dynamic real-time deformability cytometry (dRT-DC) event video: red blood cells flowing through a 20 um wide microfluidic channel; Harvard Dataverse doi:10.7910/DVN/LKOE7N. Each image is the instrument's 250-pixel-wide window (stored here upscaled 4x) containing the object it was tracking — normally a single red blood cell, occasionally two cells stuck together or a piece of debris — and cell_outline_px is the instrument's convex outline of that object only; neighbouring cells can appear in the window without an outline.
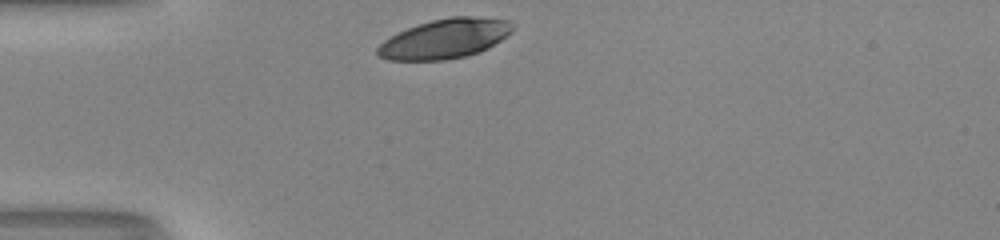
{"species": "human", "species_latin": "Homo sapiens", "temperature_condition": "room temperature", "stored_images_in_passage": 28, "camera_frame_rate_fps": 3000, "um_per_image_px": 0.085, "donor": {"sex": "male"}, "frame": {"image": 1, "passage_image": 1, "time_ms": 0.0, "image_size_px": [1000, 240], "cell_outline_px": [[512, 32], [488, 48], [480, 52], [464, 56], [444, 60], [388, 60], [376, 56], [376, 48], [384, 40], [408, 28], [432, 20], [452, 16], [472, 16], [508, 20], [512, 24]], "centroid_in_image_um": [37.8, 3.3], "position_along_channel_um": 47.2, "area_um2": 30.92}}
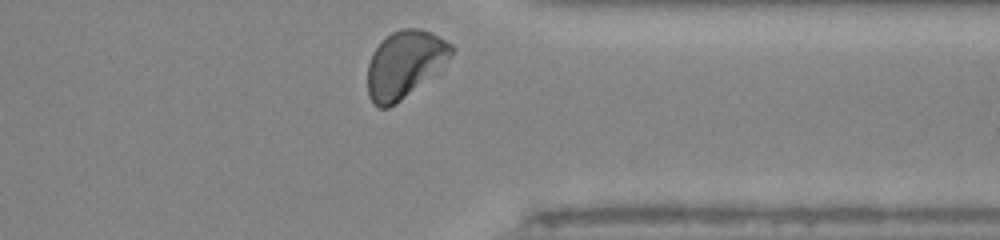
{"frame": {"image": 2, "passage_image": 28, "time_ms": 9.0, "image_size_px": [1000, 240], "cell_outline_px": [[456, 48], [452, 56], [400, 100], [388, 108], [380, 108], [368, 96], [368, 64], [372, 52], [392, 32], [404, 28], [420, 28], [452, 44]], "centroid_in_image_um": [34.37, 5.43], "position_along_channel_um": 377.0, "area_um2": 31.67}, "authors_computed_cell_mechanics": {"area_um2": 31.9345, "velocity_mm_per_s": 3.954, "shape_relaxation_time_tau1_ms": 2.4712, "shape_relaxation_time_tau2_ms": null, "deformation_change_tau1": 0.1326, "deformation_change_tau2": null}}